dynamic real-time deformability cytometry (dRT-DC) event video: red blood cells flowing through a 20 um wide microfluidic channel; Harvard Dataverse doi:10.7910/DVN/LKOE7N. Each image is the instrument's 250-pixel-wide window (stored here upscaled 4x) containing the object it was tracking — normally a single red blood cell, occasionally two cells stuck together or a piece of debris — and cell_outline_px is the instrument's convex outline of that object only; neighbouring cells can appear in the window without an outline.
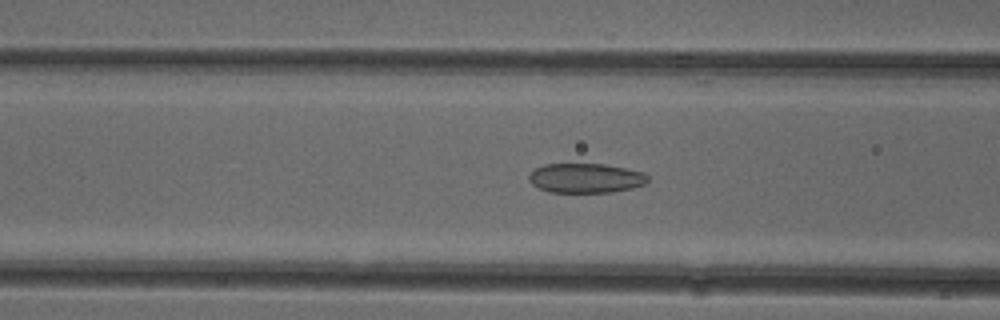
{"species": "common noctule bat (a hibernating species)", "species_latin": "Nyctalus noctula", "temperature_condition": "cold", "stored_images_in_passage": 52, "camera_frame_rate_fps": 3000, "um_per_image_px": 0.085, "animal": {"sex": "female"}, "frame": {"image": 1, "passage_image": 20, "time_ms": 6.333, "image_size_px": [1000, 320], "cell_outline_px": [[648, 180], [644, 184], [632, 188], [608, 192], [548, 192], [532, 184], [528, 180], [528, 176], [536, 168], [544, 164], [604, 164], [644, 172], [648, 176]], "centroid_in_image_um": [49.77, 15.13], "position_along_channel_um": 116.8, "area_um2": 20.35}}
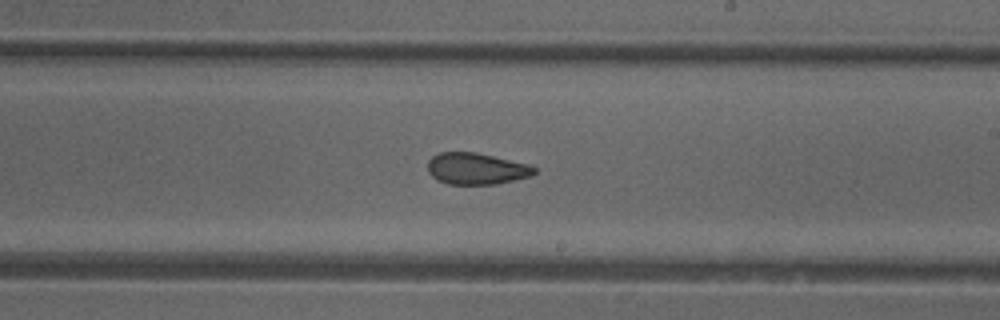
{"frame": {"image": 2, "passage_image": 30, "time_ms": 9.667, "image_size_px": [1000, 320], "cell_outline_px": [[536, 172], [532, 176], [496, 184], [448, 184], [436, 180], [428, 172], [428, 160], [432, 156], [440, 152], [476, 152], [528, 164], [536, 168]], "centroid_in_image_um": [40.47, 14.34], "position_along_channel_um": 248.5, "area_um2": 19.65}}
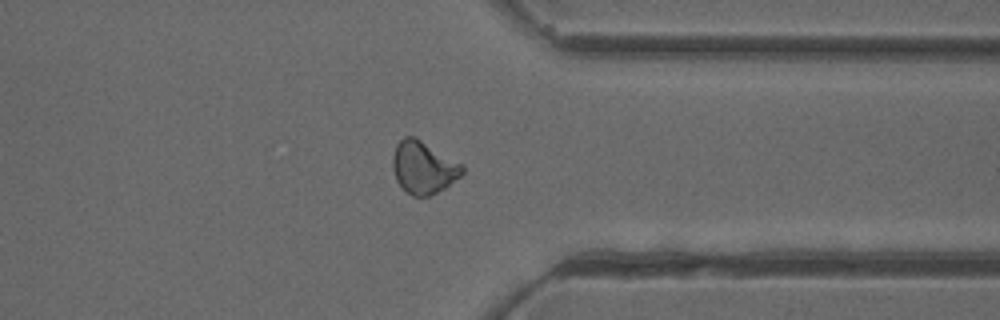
{"frame": {"image": 3, "passage_image": 40, "time_ms": 13.0, "image_size_px": [1000, 320], "cell_outline_px": [[464, 172], [460, 176], [444, 188], [428, 196], [412, 196], [396, 180], [392, 168], [392, 156], [396, 144], [404, 136], [416, 136], [464, 164]], "centroid_in_image_um": [35.99, 14.19], "position_along_channel_um": 375.4, "area_um2": 21.44}, "authors_computed_cell_mechanics": {"area_um2": 21.3571, "velocity_mm_per_s": 3.9437, "shape_relaxation_time_tau1_ms": null, "shape_relaxation_time_tau2_ms": 2.1345, "deformation_change_tau1": null, "deformation_change_tau2": 0.0857}}